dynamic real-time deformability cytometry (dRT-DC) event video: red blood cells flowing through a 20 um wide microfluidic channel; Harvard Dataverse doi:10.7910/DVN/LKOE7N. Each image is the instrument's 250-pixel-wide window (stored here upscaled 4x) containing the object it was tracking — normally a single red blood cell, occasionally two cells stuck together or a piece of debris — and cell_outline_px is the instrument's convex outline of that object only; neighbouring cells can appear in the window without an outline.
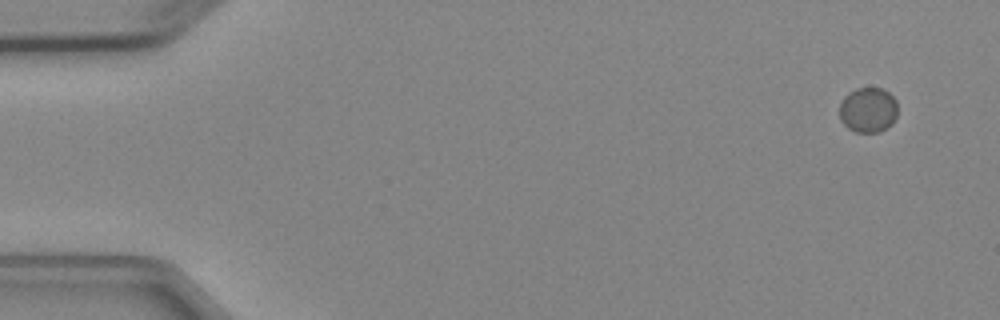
{"species": "Egyptian fruit bat (a non-hibernating species)", "species_latin": "Rousettus aegyptiacus", "temperature_condition": "cold", "stored_images_in_passage": 5, "camera_frame_rate_fps": 3000, "um_per_image_px": 0.085, "animal": {"sex": "female"}, "frame": {"image": 1, "passage_image": 1, "time_ms": 0.0, "image_size_px": [1000, 320], "cell_outline_px": [[896, 116], [892, 124], [880, 132], [856, 132], [848, 128], [840, 120], [840, 104], [844, 96], [848, 92], [856, 88], [884, 88], [896, 100]], "centroid_in_image_um": [73.78, 9.34], "position_along_channel_um": 11.2, "area_um2": 15.37}}
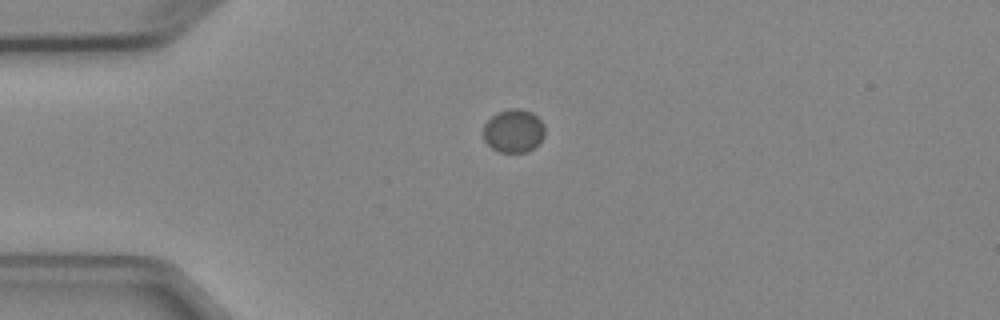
{"frame": {"image": 2, "passage_image": 4, "time_ms": 3.333, "image_size_px": [1000, 320], "cell_outline_px": [[544, 136], [528, 152], [500, 152], [492, 148], [484, 140], [484, 124], [496, 112], [508, 108], [520, 108], [532, 112], [544, 124]], "centroid_in_image_um": [43.64, 11.1], "position_along_channel_um": 41.4, "area_um2": 15.49}}